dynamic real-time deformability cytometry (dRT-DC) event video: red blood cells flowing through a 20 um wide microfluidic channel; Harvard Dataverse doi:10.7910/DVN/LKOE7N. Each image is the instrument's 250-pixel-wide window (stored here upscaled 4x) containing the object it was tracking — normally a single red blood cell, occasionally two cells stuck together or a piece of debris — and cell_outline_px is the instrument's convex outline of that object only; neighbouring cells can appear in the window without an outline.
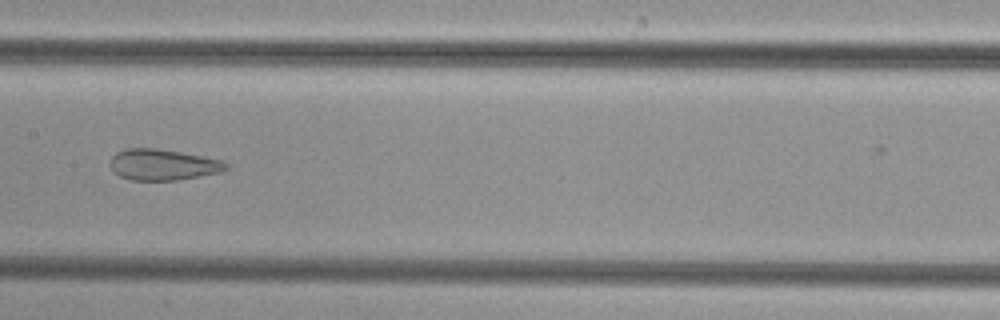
{"species": "common noctule bat (a hibernating species)", "species_latin": "Nyctalus noctula", "temperature_condition": "cold", "stored_images_in_passage": 15, "camera_frame_rate_fps": 3000, "um_per_image_px": 0.085, "animal": {"sex": "female", "body_mass_g": 29.2, "forearm_length_mm": 56.3}, "frame": {"image": 1, "passage_image": 12, "time_ms": 3.667, "image_size_px": [1000, 320], "cell_outline_px": [[228, 168], [220, 172], [176, 180], [132, 180], [120, 176], [112, 172], [108, 164], [112, 156], [116, 152], [124, 148], [156, 148], [180, 152], [220, 160], [228, 164]], "centroid_in_image_um": [13.76, 13.99], "position_along_channel_um": 193.6, "area_um2": 20.92}}